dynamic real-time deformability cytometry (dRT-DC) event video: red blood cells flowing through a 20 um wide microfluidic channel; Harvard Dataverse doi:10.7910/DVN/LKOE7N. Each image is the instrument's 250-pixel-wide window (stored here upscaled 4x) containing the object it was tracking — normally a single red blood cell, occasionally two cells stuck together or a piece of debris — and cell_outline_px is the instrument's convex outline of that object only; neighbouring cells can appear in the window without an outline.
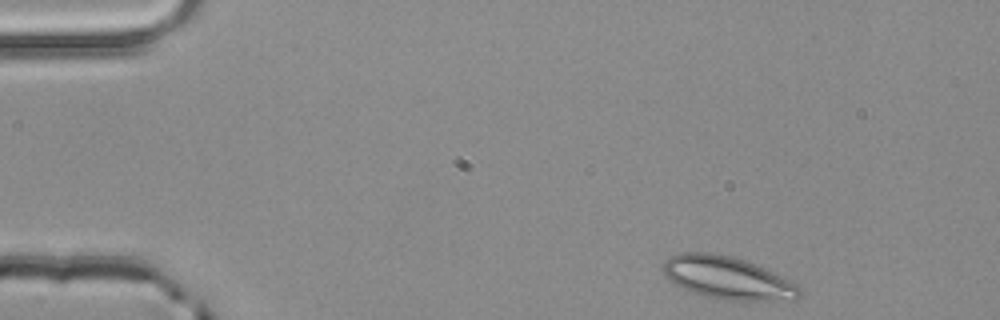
{"species": "common noctule bat (a hibernating species)", "species_latin": "Nyctalus noctula", "temperature_condition": "room temperature", "stored_images_in_passage": 2, "camera_frame_rate_fps": 3000, "um_per_image_px": 0.085, "animal": {"sex": "male", "body_mass_g": 20.4}, "frame": {"image": 1, "passage_image": 1, "time_ms": 0.0, "image_size_px": [1000, 320], "cell_outline_px": [[804, 288], [800, 296], [796, 300], [728, 300], [704, 296], [692, 292], [676, 284], [664, 276], [660, 268], [664, 260], [668, 256], [680, 252], [712, 252], [732, 256], [756, 264], [792, 280]], "centroid_in_image_um": [61.85, 23.6], "position_along_channel_um": 23.1, "area_um2": 34.51}}